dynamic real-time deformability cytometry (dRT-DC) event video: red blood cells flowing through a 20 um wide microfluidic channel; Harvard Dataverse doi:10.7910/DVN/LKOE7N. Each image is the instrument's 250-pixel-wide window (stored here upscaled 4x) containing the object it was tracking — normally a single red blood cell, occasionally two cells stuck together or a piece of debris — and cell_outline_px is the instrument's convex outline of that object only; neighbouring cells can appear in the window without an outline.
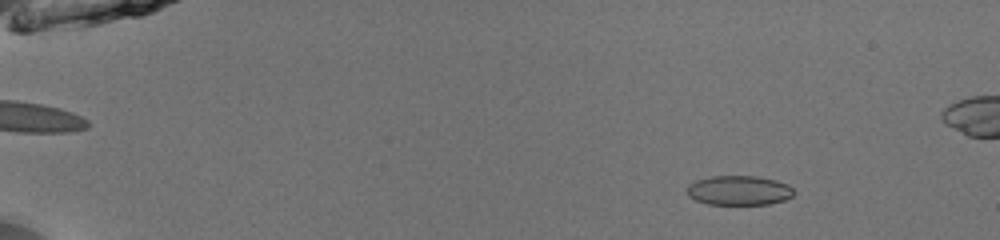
{"species": "common noctule bat (a hibernating species)", "species_latin": "Nyctalus noctula", "temperature_condition": "room temperature", "stored_images_in_passage": 52, "camera_frame_rate_fps": 3000, "um_per_image_px": 0.085, "animal": {"sex": "male", "body_mass_g": 13.0, "forearm_length_mm": 53.1}, "frame": {"image": 1, "passage_image": 7, "time_ms": 2.0, "image_size_px": [1000, 240], "cell_outline_px": [[796, 192], [792, 196], [784, 200], [768, 204], [708, 204], [696, 200], [688, 196], [684, 188], [688, 184], [696, 180], [712, 176], [756, 176], [776, 180], [788, 184]], "centroid_in_image_um": [62.79, 16.18], "position_along_channel_um": 22.2, "area_um2": 18.55}}
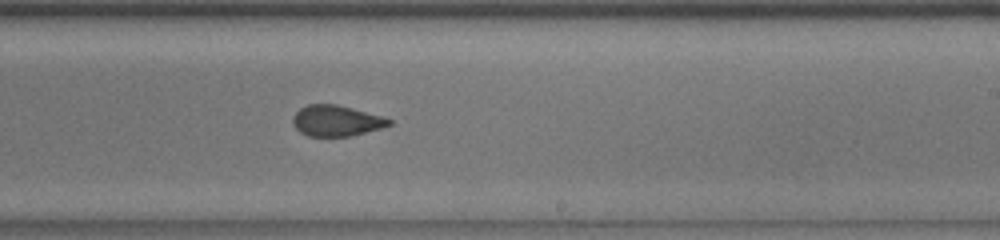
{"frame": {"image": 2, "passage_image": 33, "time_ms": 10.667, "image_size_px": [1000, 240], "cell_outline_px": [[392, 124], [380, 128], [348, 136], [308, 136], [300, 132], [292, 124], [292, 116], [300, 108], [308, 104], [336, 104], [352, 108], [380, 116], [392, 120]], "centroid_in_image_um": [28.53, 10.26], "position_along_channel_um": 260.5, "area_um2": 17.11}}
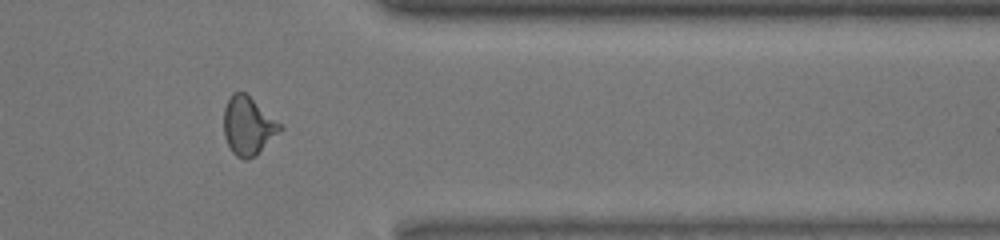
{"frame": {"image": 3, "passage_image": 43, "time_ms": 14.0, "image_size_px": [1000, 240], "cell_outline_px": [[284, 128], [256, 156], [248, 160], [244, 160], [236, 156], [232, 152], [224, 136], [224, 108], [232, 92], [244, 92], [280, 124]], "centroid_in_image_um": [21.07, 10.74], "position_along_channel_um": 390.3, "area_um2": 18.9}}